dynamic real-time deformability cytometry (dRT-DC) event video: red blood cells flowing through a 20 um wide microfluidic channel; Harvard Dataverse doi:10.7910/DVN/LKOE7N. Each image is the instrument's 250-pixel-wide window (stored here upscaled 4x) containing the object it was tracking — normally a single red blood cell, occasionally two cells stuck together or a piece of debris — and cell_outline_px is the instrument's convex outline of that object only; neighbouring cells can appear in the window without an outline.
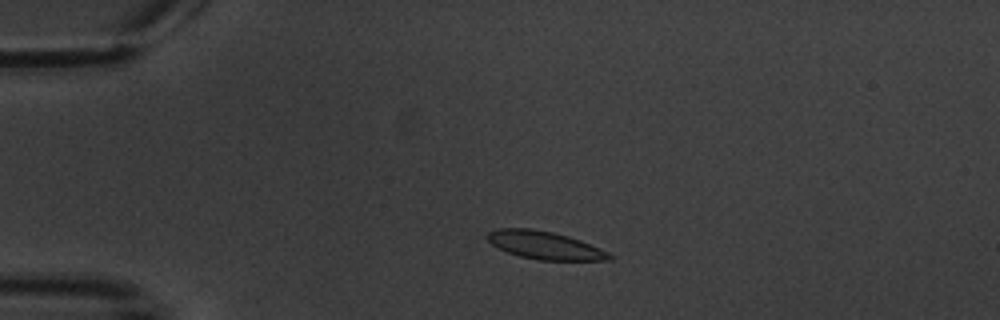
{"species": "common noctule bat (a hibernating species)", "species_latin": "Nyctalus noctula", "temperature_condition": "warm", "stored_images_in_passage": 4, "camera_frame_rate_fps": 3000, "um_per_image_px": 0.085, "animal": {"sex": "male", "body_mass_g": 20.1, "forearm_length_mm": 53.5}, "frame": {"image": 1, "passage_image": 3, "time_ms": 2.333, "image_size_px": [1000, 320], "cell_outline_px": [[612, 260], [536, 260], [520, 256], [508, 252], [492, 244], [488, 240], [488, 232], [496, 228], [528, 228], [552, 232], [568, 236], [580, 240], [608, 252], [612, 256]], "centroid_in_image_um": [46.3, 20.85], "position_along_channel_um": 38.7, "area_um2": 19.59}}